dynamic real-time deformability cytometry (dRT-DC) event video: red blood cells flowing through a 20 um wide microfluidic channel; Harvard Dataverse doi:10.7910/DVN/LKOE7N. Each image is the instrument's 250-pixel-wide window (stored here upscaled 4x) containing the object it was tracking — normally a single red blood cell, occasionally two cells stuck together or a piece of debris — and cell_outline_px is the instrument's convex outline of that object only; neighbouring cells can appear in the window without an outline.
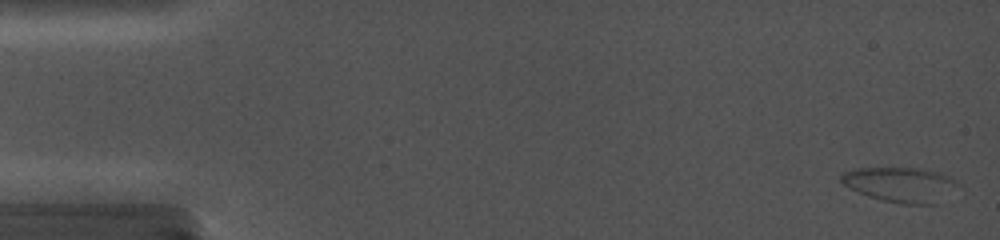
{"species": "common noctule bat (a hibernating species)", "species_latin": "Nyctalus noctula", "temperature_condition": "cold", "stored_images_in_passage": 29, "camera_frame_rate_fps": 5000, "um_per_image_px": 0.085, "animal": {"sex": "female", "body_mass_g": 19.0, "forearm_length_mm": 56.7}, "frame": {"image": 1, "passage_image": 1, "time_ms": 0.0, "image_size_px": [1000, 240], "cell_outline_px": [[964, 188], [936, 204], [900, 204], [868, 196], [844, 184], [840, 180], [840, 176], [844, 172], [856, 168], [916, 168], [940, 172], [956, 180]], "centroid_in_image_um": [76.68, 15.7], "position_along_channel_um": 8.3, "area_um2": 24.1}}
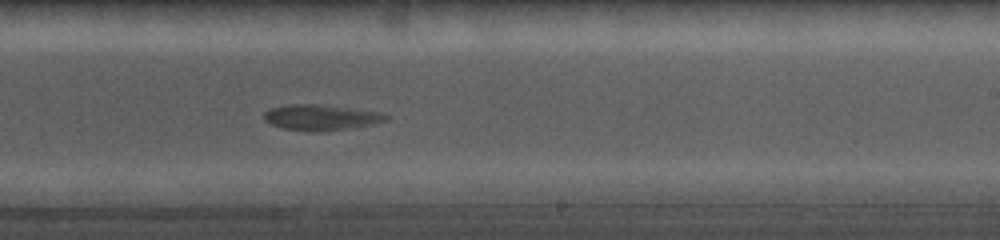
{"frame": {"image": 2, "passage_image": 14, "time_ms": 11.4, "image_size_px": [1000, 240], "cell_outline_px": [[388, 120], [372, 124], [340, 128], [284, 128], [272, 124], [264, 120], [264, 112], [272, 108], [292, 104], [320, 104], [380, 112], [388, 116]], "centroid_in_image_um": [27.29, 9.91], "position_along_channel_um": 261.7, "area_um2": 16.88}}
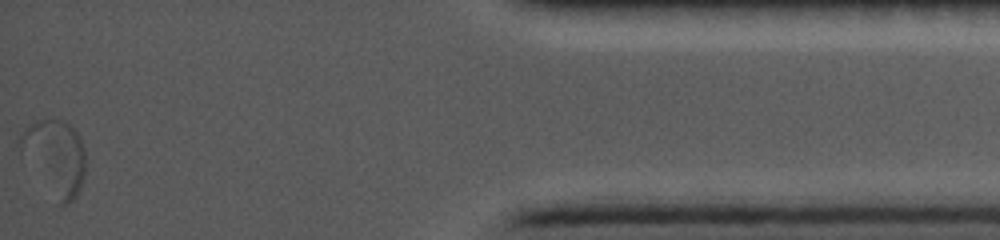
{"frame": {"image": 3, "passage_image": 29, "time_ms": 17.8, "image_size_px": [1000, 240], "cell_outline_px": [[84, 176], [72, 200], [68, 204], [60, 204], [20, 140], [20, 132], [24, 128], [36, 120], [48, 116], [64, 120], [76, 132], [80, 140], [84, 152]], "centroid_in_image_um": [4.76, 13.2], "position_along_channel_um": 430.4, "area_um2": 26.18}}